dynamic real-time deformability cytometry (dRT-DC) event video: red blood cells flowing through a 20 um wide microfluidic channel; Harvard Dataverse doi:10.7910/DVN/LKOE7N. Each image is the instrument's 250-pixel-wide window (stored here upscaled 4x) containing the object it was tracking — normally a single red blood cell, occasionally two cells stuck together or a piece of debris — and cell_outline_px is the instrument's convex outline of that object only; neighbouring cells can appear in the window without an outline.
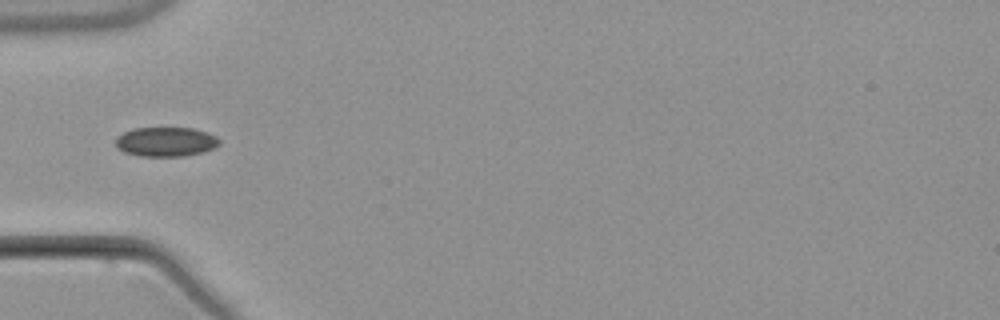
{"species": "common noctule bat (a hibernating species)", "species_latin": "Nyctalus noctula", "temperature_condition": "warm", "stored_images_in_passage": 6, "camera_frame_rate_fps": 3000, "um_per_image_px": 0.085, "animal": {"sex": "male", "body_mass_g": 21.5, "forearm_length_mm": 52.0}, "frame": {"image": 1, "passage_image": 6, "time_ms": 6.0, "image_size_px": [1000, 320], "cell_outline_px": [[220, 144], [204, 152], [184, 156], [140, 156], [124, 152], [116, 148], [116, 136], [124, 132], [136, 128], [192, 128], [208, 132], [216, 136], [220, 140]], "centroid_in_image_um": [14.1, 12.05], "position_along_channel_um": 70.9, "area_um2": 17.86}}